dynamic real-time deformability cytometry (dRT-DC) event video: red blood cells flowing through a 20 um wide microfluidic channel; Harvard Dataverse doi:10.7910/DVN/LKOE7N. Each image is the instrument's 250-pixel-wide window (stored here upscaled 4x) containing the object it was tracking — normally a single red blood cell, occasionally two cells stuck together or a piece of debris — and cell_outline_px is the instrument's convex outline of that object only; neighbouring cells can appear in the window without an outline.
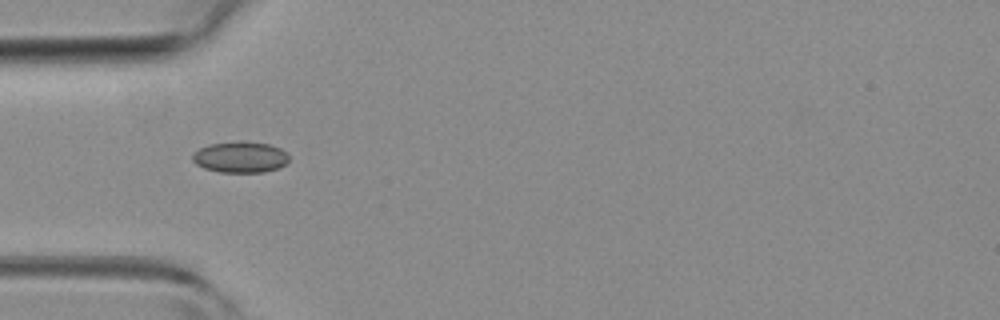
{"species": "common noctule bat (a hibernating species)", "species_latin": "Nyctalus noctula", "temperature_condition": "room temperature", "stored_images_in_passage": 37, "camera_frame_rate_fps": 3000, "um_per_image_px": 0.085, "animal": {"sex": "female", "body_mass_g": 19.3, "forearm_length_mm": 54.1}, "frame": {"image": 1, "passage_image": 4, "time_ms": 1.0, "image_size_px": [1000, 320], "cell_outline_px": [[288, 160], [284, 164], [276, 168], [264, 172], [220, 172], [204, 168], [196, 164], [192, 160], [192, 152], [208, 144], [268, 144], [280, 148], [288, 156]], "centroid_in_image_um": [20.37, 13.4], "position_along_channel_um": 64.6, "area_um2": 16.65}}
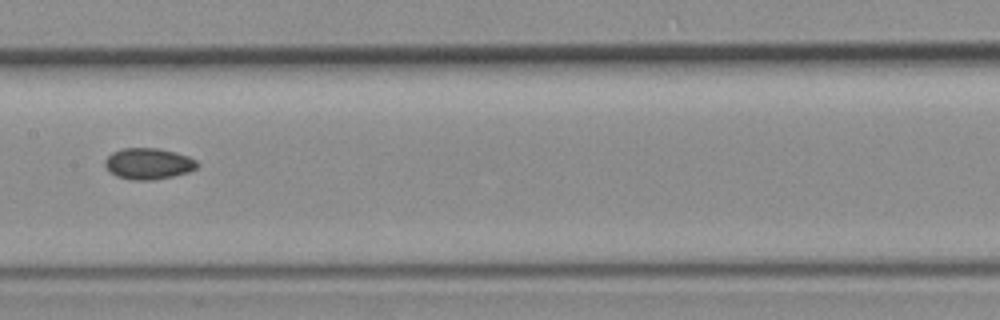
{"frame": {"image": 2, "passage_image": 13, "time_ms": 4.0, "image_size_px": [1000, 320], "cell_outline_px": [[200, 164], [196, 168], [188, 172], [172, 176], [152, 180], [128, 180], [116, 176], [104, 164], [104, 160], [112, 152], [124, 148], [156, 148], [176, 152], [188, 156], [196, 160]], "centroid_in_image_um": [12.62, 13.91], "position_along_channel_um": 194.8, "area_um2": 16.76}}
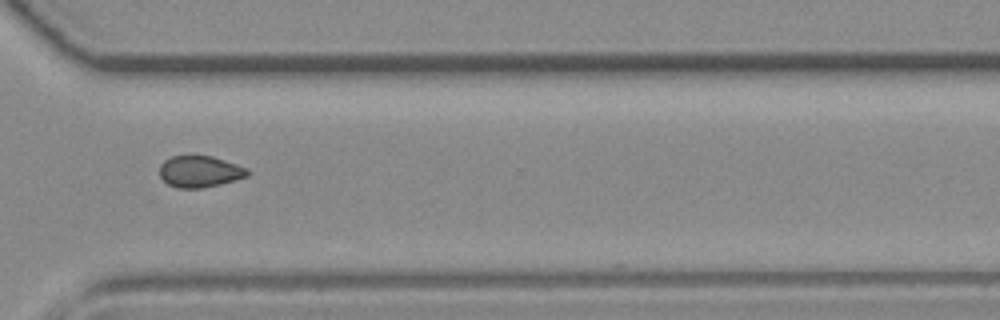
{"frame": {"image": 3, "passage_image": 24, "time_ms": 7.667, "image_size_px": [1000, 320], "cell_outline_px": [[248, 176], [236, 180], [204, 188], [176, 188], [168, 184], [160, 176], [160, 164], [164, 160], [172, 156], [212, 156], [248, 168]], "centroid_in_image_um": [16.98, 14.59], "position_along_channel_um": 353.6, "area_um2": 16.13}, "authors_computed_cell_mechanics": {"area_um2": 16.473, "velocity_mm_per_s": 4.3355, "shape_relaxation_time_tau1_ms": null, "shape_relaxation_time_tau2_ms": 7.1811, "deformation_change_tau1": null, "deformation_change_tau2": 0.1011}}